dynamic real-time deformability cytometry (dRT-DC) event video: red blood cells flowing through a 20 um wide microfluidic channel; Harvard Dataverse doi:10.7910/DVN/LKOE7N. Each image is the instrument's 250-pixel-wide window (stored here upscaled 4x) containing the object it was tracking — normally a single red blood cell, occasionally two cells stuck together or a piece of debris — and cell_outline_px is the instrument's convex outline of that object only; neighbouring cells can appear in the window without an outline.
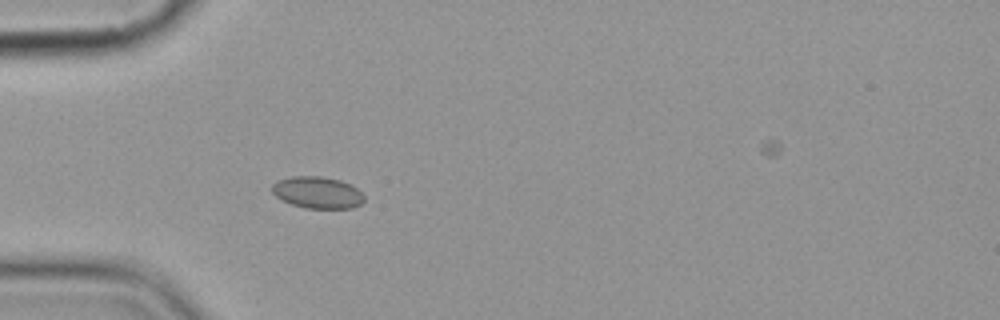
{"species": "common noctule bat (a hibernating species)", "species_latin": "Nyctalus noctula", "temperature_condition": "cold", "stored_images_in_passage": 5, "camera_frame_rate_fps": 3000, "um_per_image_px": 0.085, "animal": {"sex": "female", "body_mass_g": 19.9}, "frame": {"image": 1, "passage_image": 5, "time_ms": 5.333, "image_size_px": [1000, 320], "cell_outline_px": [[364, 200], [360, 204], [352, 208], [304, 208], [280, 200], [272, 192], [272, 184], [280, 180], [292, 176], [320, 176], [340, 180], [356, 188], [364, 196]], "centroid_in_image_um": [26.96, 16.37], "position_along_channel_um": 58.0, "area_um2": 16.94}}